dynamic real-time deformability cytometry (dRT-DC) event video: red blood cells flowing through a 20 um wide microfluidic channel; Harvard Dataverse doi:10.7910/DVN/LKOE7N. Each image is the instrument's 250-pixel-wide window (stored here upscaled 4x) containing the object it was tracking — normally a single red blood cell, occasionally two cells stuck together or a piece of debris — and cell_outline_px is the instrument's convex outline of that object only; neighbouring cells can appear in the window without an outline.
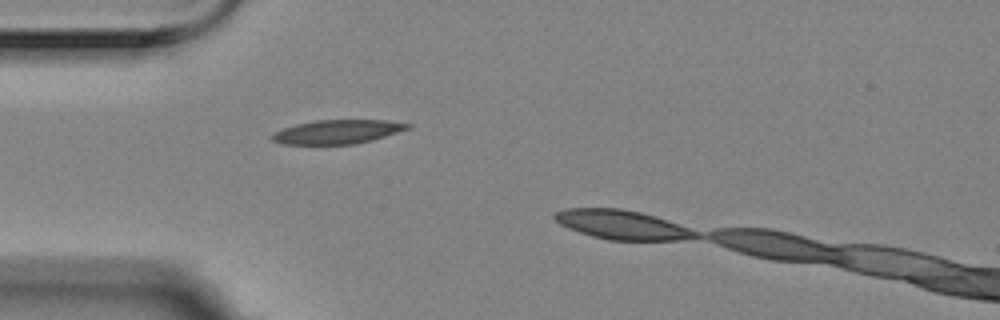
{"species": "Egyptian fruit bat (a non-hibernating species)", "species_latin": "Rousettus aegyptiacus", "temperature_condition": "room temperature", "stored_images_in_passage": 2, "segment_of_instrument_passage": [1, 2], "camera_frame_rate_fps": 3000, "um_per_image_px": 0.085, "animal": {"sex": "female"}, "frame": {"image": 1, "passage_image": 1, "time_ms": 0.0, "image_size_px": [1000, 320], "cell_outline_px": [[412, 128], [372, 140], [356, 144], [280, 144], [272, 140], [272, 136], [276, 132], [284, 128], [296, 124], [316, 120], [388, 120], [412, 124]], "centroid_in_image_um": [28.74, 11.2], "position_along_channel_um": 56.3, "area_um2": 18.9}}